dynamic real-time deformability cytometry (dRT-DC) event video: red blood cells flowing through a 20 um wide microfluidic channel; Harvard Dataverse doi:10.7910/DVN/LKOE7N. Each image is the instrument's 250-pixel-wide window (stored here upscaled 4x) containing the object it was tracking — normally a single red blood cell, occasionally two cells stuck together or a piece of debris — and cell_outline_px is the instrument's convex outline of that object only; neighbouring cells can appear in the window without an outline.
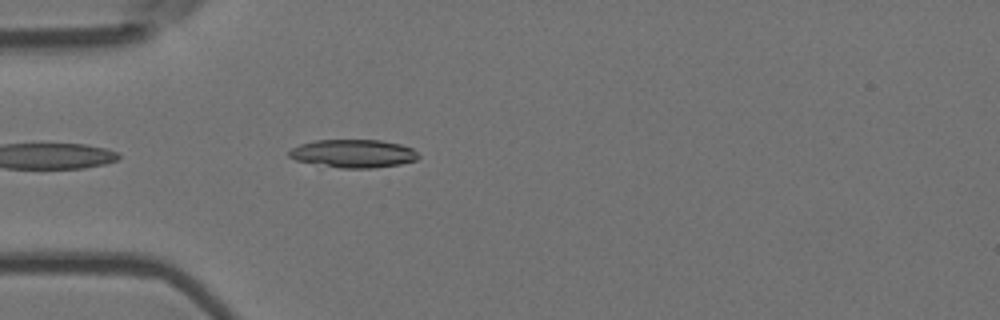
{"species": "Egyptian fruit bat (a non-hibernating species)", "species_latin": "Rousettus aegyptiacus", "temperature_condition": "room temperature", "stored_images_in_passage": 7, "camera_frame_rate_fps": 3000, "um_per_image_px": 0.085, "animal": {"sex": "female"}, "frame": {"image": 1, "passage_image": 3, "time_ms": 0.667, "image_size_px": [1000, 320], "cell_outline_px": [[420, 156], [416, 160], [400, 164], [372, 168], [340, 168], [296, 160], [288, 156], [288, 152], [292, 148], [300, 144], [316, 140], [380, 140], [400, 144], [412, 148]], "centroid_in_image_um": [30.04, 13.05], "position_along_channel_um": 55.0, "area_um2": 21.1}}
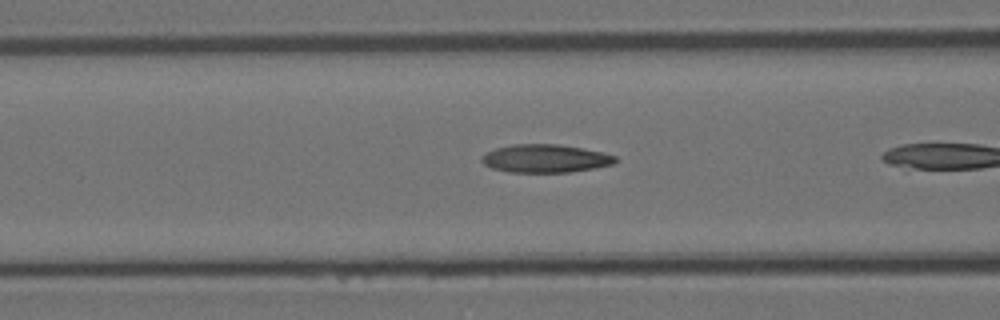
{"frame": {"image": 2, "passage_image": 6, "time_ms": 1.667, "image_size_px": [1000, 320], "cell_outline_px": [[616, 160], [612, 164], [596, 168], [568, 172], [508, 172], [492, 168], [484, 164], [480, 160], [480, 156], [496, 148], [512, 144], [556, 144], [584, 148], [604, 152], [616, 156]], "centroid_in_image_um": [46.35, 13.47], "position_along_channel_um": 120.3, "area_um2": 21.96}}